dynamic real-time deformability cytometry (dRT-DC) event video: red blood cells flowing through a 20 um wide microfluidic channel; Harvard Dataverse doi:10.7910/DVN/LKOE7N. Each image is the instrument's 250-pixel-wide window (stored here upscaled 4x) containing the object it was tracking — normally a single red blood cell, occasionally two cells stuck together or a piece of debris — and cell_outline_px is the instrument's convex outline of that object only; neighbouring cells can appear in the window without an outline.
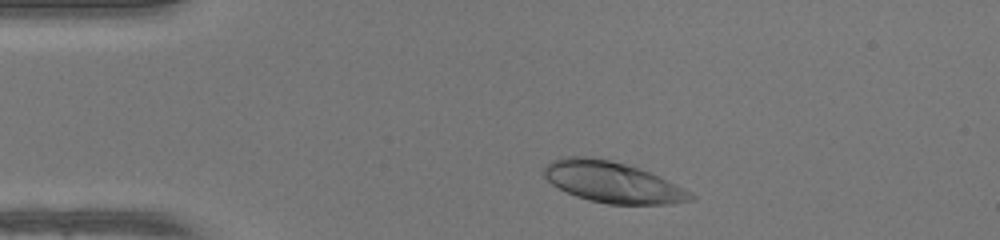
{"species": "human", "species_latin": "Homo sapiens", "temperature_condition": "warm", "stored_images_in_passage": 43, "camera_frame_rate_fps": 3000, "um_per_image_px": 0.085, "donor": {"sex": "female"}, "frame": {"image": 1, "passage_image": 4, "time_ms": 1.0, "image_size_px": [1000, 240], "cell_outline_px": [[696, 196], [692, 200], [664, 204], [608, 204], [588, 200], [576, 196], [552, 184], [540, 172], [552, 160], [564, 156], [588, 156], [608, 160], [640, 168], [668, 180], [692, 192]], "centroid_in_image_um": [52.05, 15.48], "position_along_channel_um": 33.0, "area_um2": 34.91}}
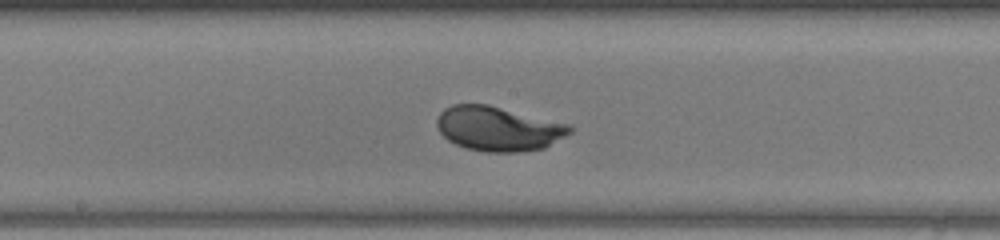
{"frame": {"image": 2, "passage_image": 20, "time_ms": 6.333, "image_size_px": [1000, 240], "cell_outline_px": [[572, 132], [544, 148], [520, 152], [484, 152], [464, 148], [448, 140], [440, 132], [436, 124], [436, 120], [440, 112], [444, 108], [452, 104], [488, 104], [572, 124]], "centroid_in_image_um": [42.36, 10.93], "position_along_channel_um": 205.8, "area_um2": 34.85}}
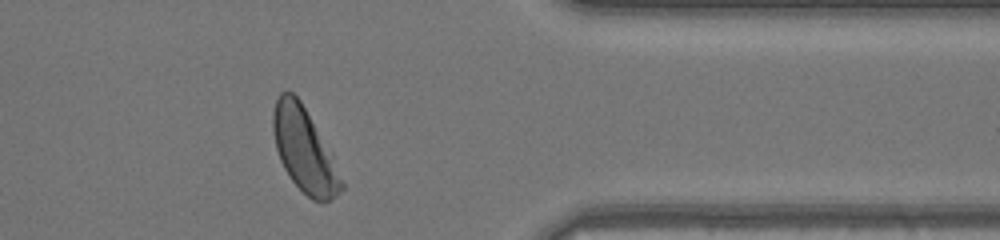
{"frame": {"image": 3, "passage_image": 34, "time_ms": 11.0, "image_size_px": [1000, 240], "cell_outline_px": [[344, 188], [340, 192], [328, 200], [312, 200], [292, 180], [284, 168], [280, 160], [276, 148], [272, 132], [272, 112], [276, 100], [280, 92], [292, 92], [300, 100], [332, 152], [344, 184]], "centroid_in_image_um": [25.86, 12.72], "position_along_channel_um": 385.5, "area_um2": 33.29}, "authors_computed_cell_mechanics": {"area_um2": 33.813, "velocity_mm_per_s": 4.1902, "shape_relaxation_time_tau1_ms": 2.4499, "shape_relaxation_time_tau2_ms": null, "deformation_change_tau1": 0.1811, "deformation_change_tau2": null}}